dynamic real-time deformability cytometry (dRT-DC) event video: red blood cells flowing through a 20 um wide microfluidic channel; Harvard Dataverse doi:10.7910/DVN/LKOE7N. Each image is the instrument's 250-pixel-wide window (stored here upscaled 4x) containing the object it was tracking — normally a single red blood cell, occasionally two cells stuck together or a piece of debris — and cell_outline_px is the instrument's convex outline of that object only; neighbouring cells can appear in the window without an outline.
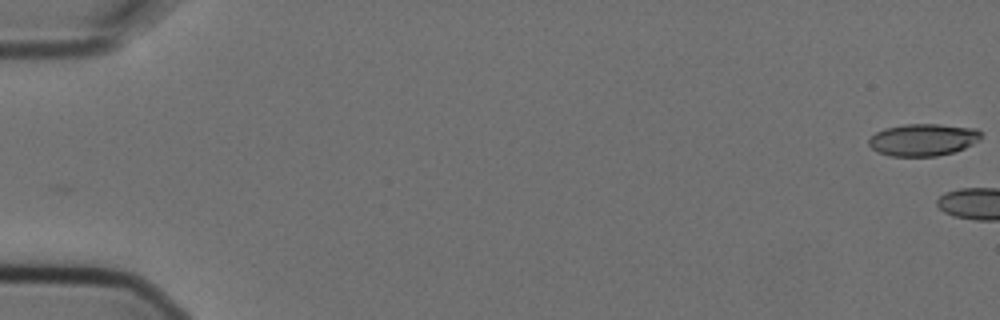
{"species": "Egyptian fruit bat (a non-hibernating species)", "species_latin": "Rousettus aegyptiacus", "temperature_condition": "cold", "stored_images_in_passage": 2, "camera_frame_rate_fps": 3000, "um_per_image_px": 0.085, "animal": {"sex": "female"}, "frame": {"image": 1, "passage_image": 2, "time_ms": 0.333, "image_size_px": [1000, 320], "cell_outline_px": [[984, 136], [980, 140], [964, 148], [952, 152], [936, 156], [888, 156], [876, 152], [868, 144], [868, 140], [876, 132], [884, 128], [904, 124], [940, 124], [976, 128]], "centroid_in_image_um": [78.45, 11.87], "position_along_channel_um": 6.5, "area_um2": 21.21}}